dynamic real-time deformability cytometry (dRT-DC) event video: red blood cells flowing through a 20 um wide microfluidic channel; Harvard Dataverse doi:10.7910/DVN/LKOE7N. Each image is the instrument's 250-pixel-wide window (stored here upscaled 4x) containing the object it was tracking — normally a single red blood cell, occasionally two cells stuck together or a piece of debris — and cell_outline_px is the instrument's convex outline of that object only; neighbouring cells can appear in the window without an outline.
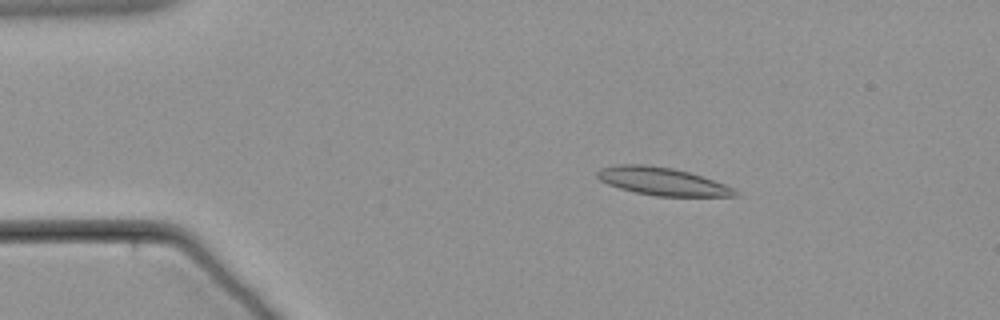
{"species": "common noctule bat (a hibernating species)", "species_latin": "Nyctalus noctula", "temperature_condition": "warm", "stored_images_in_passage": 62, "camera_frame_rate_fps": 3000, "um_per_image_px": 0.085, "animal": {"sex": "male", "body_mass_g": 21.5, "forearm_length_mm": 52.0}, "frame": {"image": 1, "passage_image": 11, "time_ms": 3.333, "image_size_px": [1000, 320], "cell_outline_px": [[740, 196], [656, 196], [636, 192], [620, 188], [608, 184], [600, 180], [596, 176], [596, 172], [600, 168], [616, 164], [644, 164], [672, 168], [688, 172], [724, 184], [740, 192]], "centroid_in_image_um": [56.26, 15.41], "position_along_channel_um": 28.7, "area_um2": 22.2}}
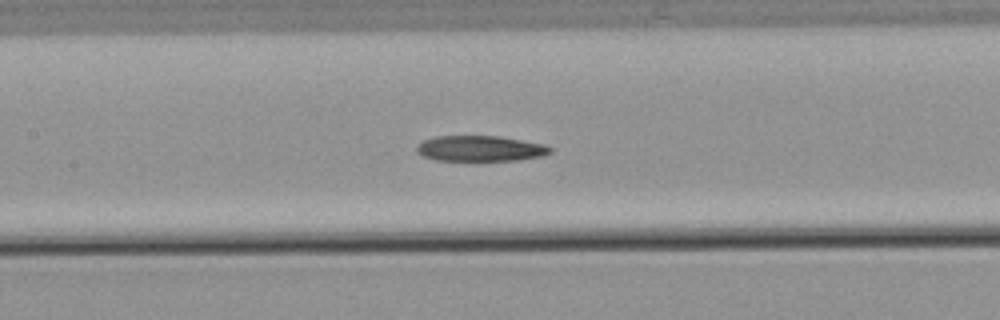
{"frame": {"image": 2, "passage_image": 29, "time_ms": 9.333, "image_size_px": [1000, 320], "cell_outline_px": [[552, 152], [540, 156], [516, 160], [436, 160], [424, 156], [416, 152], [416, 148], [424, 140], [436, 136], [496, 136], [544, 144], [552, 148]], "centroid_in_image_um": [40.81, 12.62], "position_along_channel_um": 166.6, "area_um2": 19.59}}
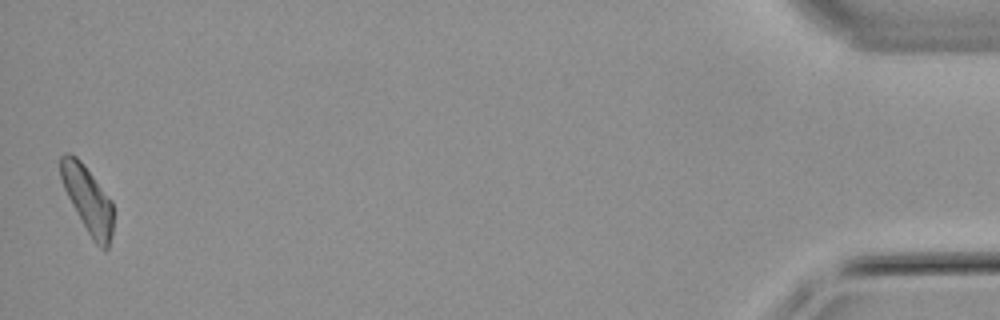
{"frame": {"image": 3, "passage_image": 61, "time_ms": 20.0, "image_size_px": [1000, 320], "cell_outline_px": [[112, 232], [108, 248], [104, 252], [92, 240], [72, 204], [64, 188], [60, 176], [60, 156], [64, 152], [68, 152], [76, 156], [80, 160], [112, 200]], "centroid_in_image_um": [7.45, 16.95], "position_along_channel_um": 427.7, "area_um2": 20.23}}